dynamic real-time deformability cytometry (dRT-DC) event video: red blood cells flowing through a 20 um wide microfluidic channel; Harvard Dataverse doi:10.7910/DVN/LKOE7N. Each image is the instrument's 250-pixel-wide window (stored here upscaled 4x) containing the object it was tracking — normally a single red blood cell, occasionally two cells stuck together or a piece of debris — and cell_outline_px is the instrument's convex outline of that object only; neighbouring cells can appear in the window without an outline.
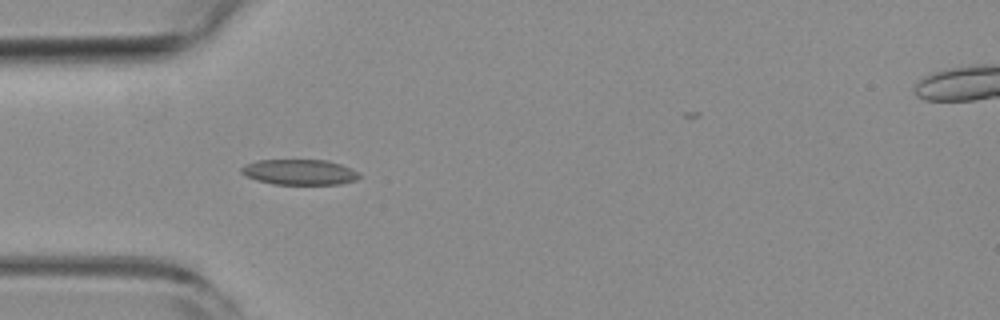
{"species": "common noctule bat (a hibernating species)", "species_latin": "Nyctalus noctula", "temperature_condition": "room temperature", "stored_images_in_passage": 37, "camera_frame_rate_fps": 3000, "um_per_image_px": 0.085, "animal": {"sex": "female", "body_mass_g": 19.3, "forearm_length_mm": 54.1}, "frame": {"image": 1, "passage_image": 5, "time_ms": 1.333, "image_size_px": [1000, 320], "cell_outline_px": [[360, 176], [356, 180], [340, 184], [272, 184], [256, 180], [244, 176], [240, 172], [240, 168], [244, 164], [256, 160], [328, 160], [352, 168]], "centroid_in_image_um": [25.4, 14.62], "position_along_channel_um": 59.6, "area_um2": 17.63}}
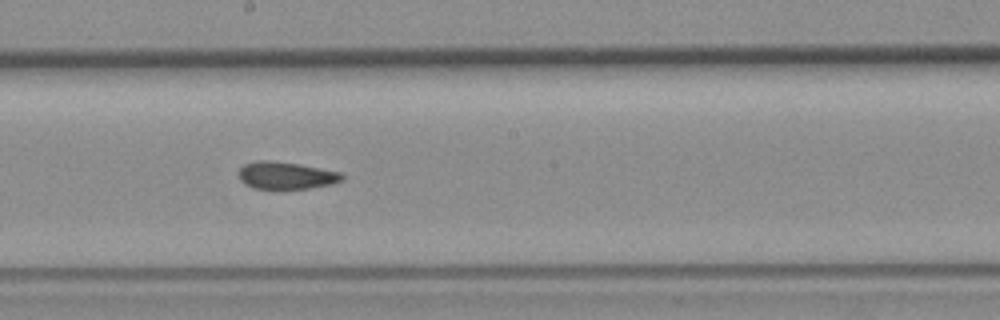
{"frame": {"image": 2, "passage_image": 18, "time_ms": 5.667, "image_size_px": [1000, 320], "cell_outline_px": [[344, 180], [332, 184], [308, 188], [252, 188], [244, 184], [240, 180], [240, 168], [244, 164], [256, 160], [264, 160], [300, 164], [340, 172], [344, 176]], "centroid_in_image_um": [24.32, 14.91], "position_along_channel_um": 223.9, "area_um2": 16.3}}
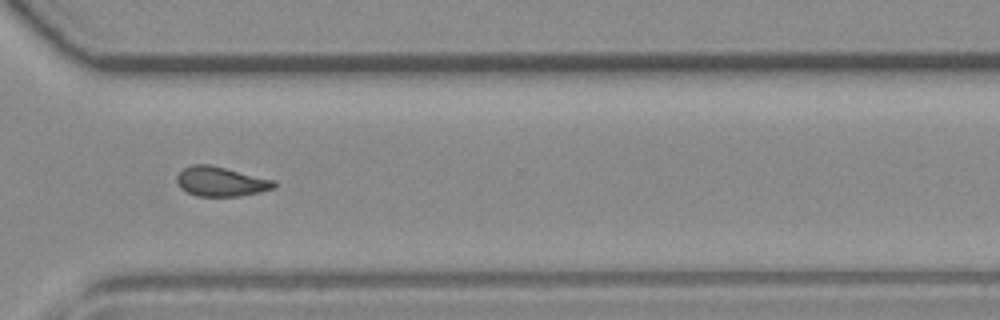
{"frame": {"image": 3, "passage_image": 28, "time_ms": 9.0, "image_size_px": [1000, 320], "cell_outline_px": [[276, 188], [260, 192], [240, 196], [196, 196], [180, 188], [176, 180], [176, 176], [184, 168], [192, 164], [208, 164], [276, 180]], "centroid_in_image_um": [18.79, 15.43], "position_along_channel_um": 351.8, "area_um2": 16.82}, "authors_computed_cell_mechanics": {"area_um2": 16.7042, "velocity_mm_per_s": 3.8389, "shape_relaxation_time_tau1_ms": null, "shape_relaxation_time_tau2_ms": 2.1531, "deformation_change_tau1": null, "deformation_change_tau2": 0.0777}}